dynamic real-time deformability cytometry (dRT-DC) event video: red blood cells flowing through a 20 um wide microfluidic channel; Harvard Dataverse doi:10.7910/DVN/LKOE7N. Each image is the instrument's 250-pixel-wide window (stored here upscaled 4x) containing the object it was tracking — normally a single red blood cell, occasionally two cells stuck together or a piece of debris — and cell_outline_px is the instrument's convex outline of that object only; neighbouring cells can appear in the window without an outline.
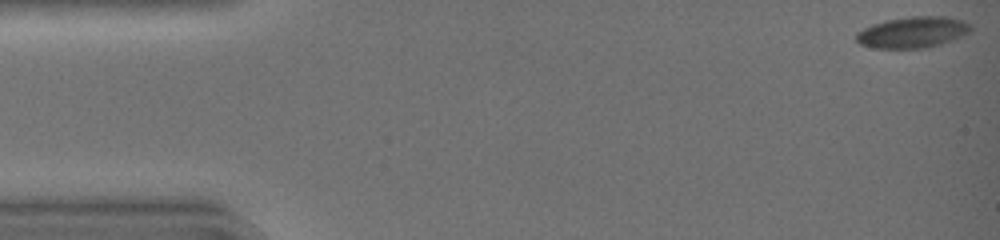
{"species": "common noctule bat (a hibernating species)", "species_latin": "Nyctalus noctula", "temperature_condition": "warm", "stored_images_in_passage": 44, "camera_frame_rate_fps": 3000, "um_per_image_px": 0.085, "animal": {"sex": "female", "body_mass_g": 19.0, "forearm_length_mm": 51.5}, "frame": {"image": 1, "passage_image": 1, "time_ms": 0.0, "image_size_px": [1000, 240], "cell_outline_px": [[972, 28], [968, 32], [960, 36], [940, 44], [924, 48], [876, 48], [860, 44], [856, 40], [856, 32], [872, 24], [888, 20], [912, 16], [944, 16], [964, 20]], "centroid_in_image_um": [77.55, 2.74], "position_along_channel_um": 7.5, "area_um2": 20.52}}
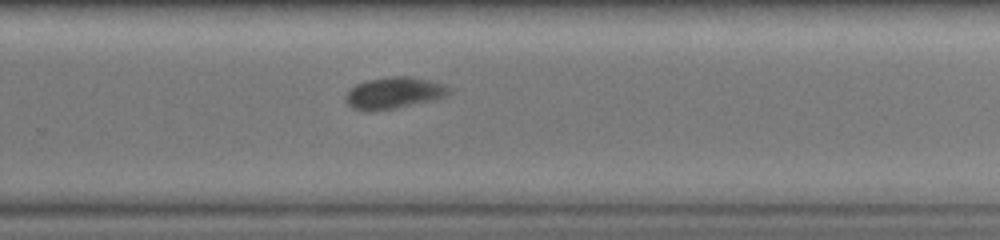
{"frame": {"image": 2, "passage_image": 30, "time_ms": 9.667, "image_size_px": [1000, 240], "cell_outline_px": [[452, 92], [448, 96], [432, 100], [396, 108], [352, 108], [344, 100], [344, 96], [356, 84], [368, 80], [388, 76], [408, 76], [428, 80], [444, 84], [452, 88]], "centroid_in_image_um": [33.56, 7.85], "position_along_channel_um": 296.2, "area_um2": 18.55}}
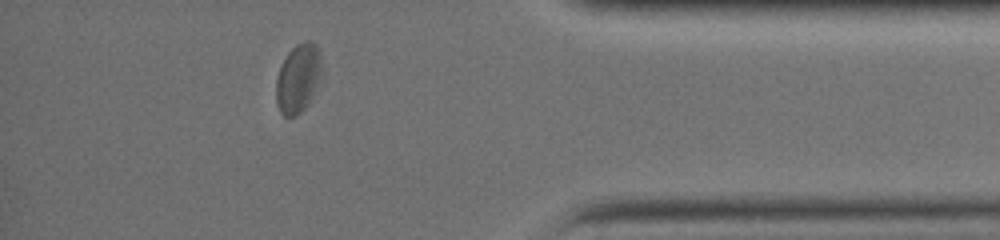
{"frame": {"image": 3, "passage_image": 39, "time_ms": 12.667, "image_size_px": [1000, 240], "cell_outline_px": [[324, 72], [308, 104], [296, 116], [284, 116], [280, 112], [276, 104], [276, 80], [280, 68], [288, 52], [296, 44], [304, 40], [312, 40], [316, 44], [320, 52]], "centroid_in_image_um": [25.38, 6.62], "position_along_channel_um": 409.8, "area_um2": 18.67}, "authors_computed_cell_mechanics": {"area_um2": 20.0277, "velocity_mm_per_s": 4.3529, "shape_relaxation_time_tau1_ms": 4.3896, "shape_relaxation_time_tau2_ms": 1.3773, "deformation_change_tau1": 0.1153, "deformation_change_tau2": 0.0402}}